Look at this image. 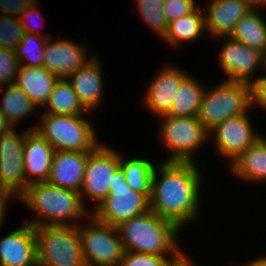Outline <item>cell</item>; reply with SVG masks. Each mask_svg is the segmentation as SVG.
Segmentation results:
<instances>
[{"label": "cell", "mask_w": 266, "mask_h": 266, "mask_svg": "<svg viewBox=\"0 0 266 266\" xmlns=\"http://www.w3.org/2000/svg\"><path fill=\"white\" fill-rule=\"evenodd\" d=\"M13 127L8 123L5 117L0 113V138L7 134Z\"/></svg>", "instance_id": "40"}, {"label": "cell", "mask_w": 266, "mask_h": 266, "mask_svg": "<svg viewBox=\"0 0 266 266\" xmlns=\"http://www.w3.org/2000/svg\"><path fill=\"white\" fill-rule=\"evenodd\" d=\"M266 256V255H265ZM259 257L247 263L248 266H266V257Z\"/></svg>", "instance_id": "41"}, {"label": "cell", "mask_w": 266, "mask_h": 266, "mask_svg": "<svg viewBox=\"0 0 266 266\" xmlns=\"http://www.w3.org/2000/svg\"><path fill=\"white\" fill-rule=\"evenodd\" d=\"M124 251L177 256L180 229L151 210L117 226Z\"/></svg>", "instance_id": "3"}, {"label": "cell", "mask_w": 266, "mask_h": 266, "mask_svg": "<svg viewBox=\"0 0 266 266\" xmlns=\"http://www.w3.org/2000/svg\"><path fill=\"white\" fill-rule=\"evenodd\" d=\"M52 39L48 38L45 44L43 67L58 78H67L90 61L91 58L87 57L86 49L82 45L69 39Z\"/></svg>", "instance_id": "15"}, {"label": "cell", "mask_w": 266, "mask_h": 266, "mask_svg": "<svg viewBox=\"0 0 266 266\" xmlns=\"http://www.w3.org/2000/svg\"><path fill=\"white\" fill-rule=\"evenodd\" d=\"M0 87L1 93L5 90L0 103V113L13 128L18 125V121L30 116L38 109L27 94L16 84L11 83Z\"/></svg>", "instance_id": "26"}, {"label": "cell", "mask_w": 266, "mask_h": 266, "mask_svg": "<svg viewBox=\"0 0 266 266\" xmlns=\"http://www.w3.org/2000/svg\"><path fill=\"white\" fill-rule=\"evenodd\" d=\"M99 61L94 55L83 67L67 77L80 102L90 112L101 107L104 99L103 71Z\"/></svg>", "instance_id": "17"}, {"label": "cell", "mask_w": 266, "mask_h": 266, "mask_svg": "<svg viewBox=\"0 0 266 266\" xmlns=\"http://www.w3.org/2000/svg\"><path fill=\"white\" fill-rule=\"evenodd\" d=\"M160 137L171 152L168 160L195 162L194 152L209 140V131L197 121L195 116L174 117L162 115ZM194 156V157H192Z\"/></svg>", "instance_id": "9"}, {"label": "cell", "mask_w": 266, "mask_h": 266, "mask_svg": "<svg viewBox=\"0 0 266 266\" xmlns=\"http://www.w3.org/2000/svg\"><path fill=\"white\" fill-rule=\"evenodd\" d=\"M19 68L15 51L0 47V86L14 83Z\"/></svg>", "instance_id": "33"}, {"label": "cell", "mask_w": 266, "mask_h": 266, "mask_svg": "<svg viewBox=\"0 0 266 266\" xmlns=\"http://www.w3.org/2000/svg\"><path fill=\"white\" fill-rule=\"evenodd\" d=\"M47 111L58 115H83L88 112L80 102L67 78H58L45 104Z\"/></svg>", "instance_id": "27"}, {"label": "cell", "mask_w": 266, "mask_h": 266, "mask_svg": "<svg viewBox=\"0 0 266 266\" xmlns=\"http://www.w3.org/2000/svg\"><path fill=\"white\" fill-rule=\"evenodd\" d=\"M120 168V153L105 143H100L88 154L80 194L97 202V206L107 197L113 175Z\"/></svg>", "instance_id": "10"}, {"label": "cell", "mask_w": 266, "mask_h": 266, "mask_svg": "<svg viewBox=\"0 0 266 266\" xmlns=\"http://www.w3.org/2000/svg\"><path fill=\"white\" fill-rule=\"evenodd\" d=\"M194 0H164L163 11L166 21L178 19L184 15L194 11L198 6H195Z\"/></svg>", "instance_id": "34"}, {"label": "cell", "mask_w": 266, "mask_h": 266, "mask_svg": "<svg viewBox=\"0 0 266 266\" xmlns=\"http://www.w3.org/2000/svg\"><path fill=\"white\" fill-rule=\"evenodd\" d=\"M196 162L163 161L152 175L149 210L180 230L199 215L202 176ZM159 174V176H158Z\"/></svg>", "instance_id": "1"}, {"label": "cell", "mask_w": 266, "mask_h": 266, "mask_svg": "<svg viewBox=\"0 0 266 266\" xmlns=\"http://www.w3.org/2000/svg\"><path fill=\"white\" fill-rule=\"evenodd\" d=\"M204 85H201L195 77L188 75L176 91L169 111L165 114L174 117H189L197 115L204 93Z\"/></svg>", "instance_id": "25"}, {"label": "cell", "mask_w": 266, "mask_h": 266, "mask_svg": "<svg viewBox=\"0 0 266 266\" xmlns=\"http://www.w3.org/2000/svg\"><path fill=\"white\" fill-rule=\"evenodd\" d=\"M253 103L266 109V76L256 77V83L253 85Z\"/></svg>", "instance_id": "37"}, {"label": "cell", "mask_w": 266, "mask_h": 266, "mask_svg": "<svg viewBox=\"0 0 266 266\" xmlns=\"http://www.w3.org/2000/svg\"><path fill=\"white\" fill-rule=\"evenodd\" d=\"M83 115L43 113L35 127L55 151L92 152L100 143L96 131Z\"/></svg>", "instance_id": "5"}, {"label": "cell", "mask_w": 266, "mask_h": 266, "mask_svg": "<svg viewBox=\"0 0 266 266\" xmlns=\"http://www.w3.org/2000/svg\"><path fill=\"white\" fill-rule=\"evenodd\" d=\"M233 175L249 183L266 182V138L261 136L230 164Z\"/></svg>", "instance_id": "22"}, {"label": "cell", "mask_w": 266, "mask_h": 266, "mask_svg": "<svg viewBox=\"0 0 266 266\" xmlns=\"http://www.w3.org/2000/svg\"><path fill=\"white\" fill-rule=\"evenodd\" d=\"M89 218V225H78L86 266H119L125 251L118 228Z\"/></svg>", "instance_id": "8"}, {"label": "cell", "mask_w": 266, "mask_h": 266, "mask_svg": "<svg viewBox=\"0 0 266 266\" xmlns=\"http://www.w3.org/2000/svg\"><path fill=\"white\" fill-rule=\"evenodd\" d=\"M245 3L251 9H258L259 7V0H240Z\"/></svg>", "instance_id": "42"}, {"label": "cell", "mask_w": 266, "mask_h": 266, "mask_svg": "<svg viewBox=\"0 0 266 266\" xmlns=\"http://www.w3.org/2000/svg\"><path fill=\"white\" fill-rule=\"evenodd\" d=\"M89 153L55 151L47 182L80 193Z\"/></svg>", "instance_id": "19"}, {"label": "cell", "mask_w": 266, "mask_h": 266, "mask_svg": "<svg viewBox=\"0 0 266 266\" xmlns=\"http://www.w3.org/2000/svg\"><path fill=\"white\" fill-rule=\"evenodd\" d=\"M250 9L240 0H212L204 14L207 33L215 38L230 37Z\"/></svg>", "instance_id": "20"}, {"label": "cell", "mask_w": 266, "mask_h": 266, "mask_svg": "<svg viewBox=\"0 0 266 266\" xmlns=\"http://www.w3.org/2000/svg\"><path fill=\"white\" fill-rule=\"evenodd\" d=\"M112 178L109 194L92 210L91 215L102 223L117 227L146 213L149 210V199L129 187L121 168Z\"/></svg>", "instance_id": "7"}, {"label": "cell", "mask_w": 266, "mask_h": 266, "mask_svg": "<svg viewBox=\"0 0 266 266\" xmlns=\"http://www.w3.org/2000/svg\"><path fill=\"white\" fill-rule=\"evenodd\" d=\"M263 71L265 72L264 75L262 76H266V52L263 54Z\"/></svg>", "instance_id": "43"}, {"label": "cell", "mask_w": 266, "mask_h": 266, "mask_svg": "<svg viewBox=\"0 0 266 266\" xmlns=\"http://www.w3.org/2000/svg\"><path fill=\"white\" fill-rule=\"evenodd\" d=\"M176 66L166 64L151 80L145 91V107L157 117L165 115L172 104L181 82L189 75Z\"/></svg>", "instance_id": "16"}, {"label": "cell", "mask_w": 266, "mask_h": 266, "mask_svg": "<svg viewBox=\"0 0 266 266\" xmlns=\"http://www.w3.org/2000/svg\"><path fill=\"white\" fill-rule=\"evenodd\" d=\"M24 33L19 18L0 15V47L15 50Z\"/></svg>", "instance_id": "31"}, {"label": "cell", "mask_w": 266, "mask_h": 266, "mask_svg": "<svg viewBox=\"0 0 266 266\" xmlns=\"http://www.w3.org/2000/svg\"><path fill=\"white\" fill-rule=\"evenodd\" d=\"M38 266H86L78 226L35 227Z\"/></svg>", "instance_id": "6"}, {"label": "cell", "mask_w": 266, "mask_h": 266, "mask_svg": "<svg viewBox=\"0 0 266 266\" xmlns=\"http://www.w3.org/2000/svg\"><path fill=\"white\" fill-rule=\"evenodd\" d=\"M55 150L35 130L25 138L23 147L24 172L27 183L47 182Z\"/></svg>", "instance_id": "18"}, {"label": "cell", "mask_w": 266, "mask_h": 266, "mask_svg": "<svg viewBox=\"0 0 266 266\" xmlns=\"http://www.w3.org/2000/svg\"><path fill=\"white\" fill-rule=\"evenodd\" d=\"M230 38L263 54L266 52V21L262 18L258 9H250L240 19L235 25Z\"/></svg>", "instance_id": "24"}, {"label": "cell", "mask_w": 266, "mask_h": 266, "mask_svg": "<svg viewBox=\"0 0 266 266\" xmlns=\"http://www.w3.org/2000/svg\"><path fill=\"white\" fill-rule=\"evenodd\" d=\"M181 250L175 259L174 266H197L190 258Z\"/></svg>", "instance_id": "39"}, {"label": "cell", "mask_w": 266, "mask_h": 266, "mask_svg": "<svg viewBox=\"0 0 266 266\" xmlns=\"http://www.w3.org/2000/svg\"><path fill=\"white\" fill-rule=\"evenodd\" d=\"M176 257L125 251L119 266H174Z\"/></svg>", "instance_id": "32"}, {"label": "cell", "mask_w": 266, "mask_h": 266, "mask_svg": "<svg viewBox=\"0 0 266 266\" xmlns=\"http://www.w3.org/2000/svg\"><path fill=\"white\" fill-rule=\"evenodd\" d=\"M38 0H0V14L19 18L25 9H29Z\"/></svg>", "instance_id": "35"}, {"label": "cell", "mask_w": 266, "mask_h": 266, "mask_svg": "<svg viewBox=\"0 0 266 266\" xmlns=\"http://www.w3.org/2000/svg\"><path fill=\"white\" fill-rule=\"evenodd\" d=\"M12 195L7 191H0V226L4 223L6 219V207L8 200H12Z\"/></svg>", "instance_id": "38"}, {"label": "cell", "mask_w": 266, "mask_h": 266, "mask_svg": "<svg viewBox=\"0 0 266 266\" xmlns=\"http://www.w3.org/2000/svg\"><path fill=\"white\" fill-rule=\"evenodd\" d=\"M17 199L37 214L35 220L27 221L34 227L41 225L78 226L80 223L78 219L85 216L89 219L91 216V211L88 212L87 205L83 203L79 192L48 182L30 184Z\"/></svg>", "instance_id": "2"}, {"label": "cell", "mask_w": 266, "mask_h": 266, "mask_svg": "<svg viewBox=\"0 0 266 266\" xmlns=\"http://www.w3.org/2000/svg\"><path fill=\"white\" fill-rule=\"evenodd\" d=\"M225 39L219 58L222 70L228 76L225 79L253 86L256 83L253 73L263 67V53L230 37Z\"/></svg>", "instance_id": "13"}, {"label": "cell", "mask_w": 266, "mask_h": 266, "mask_svg": "<svg viewBox=\"0 0 266 266\" xmlns=\"http://www.w3.org/2000/svg\"><path fill=\"white\" fill-rule=\"evenodd\" d=\"M261 6L266 8V0H259V7Z\"/></svg>", "instance_id": "44"}, {"label": "cell", "mask_w": 266, "mask_h": 266, "mask_svg": "<svg viewBox=\"0 0 266 266\" xmlns=\"http://www.w3.org/2000/svg\"><path fill=\"white\" fill-rule=\"evenodd\" d=\"M248 116L245 113L227 118L209 131V135H213L216 152L230 163L262 136L254 130Z\"/></svg>", "instance_id": "12"}, {"label": "cell", "mask_w": 266, "mask_h": 266, "mask_svg": "<svg viewBox=\"0 0 266 266\" xmlns=\"http://www.w3.org/2000/svg\"><path fill=\"white\" fill-rule=\"evenodd\" d=\"M156 165L147 159H124L120 153V168L129 187L143 193L148 199L151 193L152 175Z\"/></svg>", "instance_id": "28"}, {"label": "cell", "mask_w": 266, "mask_h": 266, "mask_svg": "<svg viewBox=\"0 0 266 266\" xmlns=\"http://www.w3.org/2000/svg\"><path fill=\"white\" fill-rule=\"evenodd\" d=\"M204 12L201 7L168 23V30L163 40L170 46H180L181 42H190L199 39L203 32L207 31L205 26Z\"/></svg>", "instance_id": "23"}, {"label": "cell", "mask_w": 266, "mask_h": 266, "mask_svg": "<svg viewBox=\"0 0 266 266\" xmlns=\"http://www.w3.org/2000/svg\"><path fill=\"white\" fill-rule=\"evenodd\" d=\"M253 86L224 79L213 89L205 88L196 118L208 131L227 118L253 109Z\"/></svg>", "instance_id": "4"}, {"label": "cell", "mask_w": 266, "mask_h": 266, "mask_svg": "<svg viewBox=\"0 0 266 266\" xmlns=\"http://www.w3.org/2000/svg\"><path fill=\"white\" fill-rule=\"evenodd\" d=\"M31 130L35 127L18 134L13 128L0 138V187L13 198H18L29 186L24 172L23 147Z\"/></svg>", "instance_id": "11"}, {"label": "cell", "mask_w": 266, "mask_h": 266, "mask_svg": "<svg viewBox=\"0 0 266 266\" xmlns=\"http://www.w3.org/2000/svg\"><path fill=\"white\" fill-rule=\"evenodd\" d=\"M0 266H38L33 225L26 222L0 238Z\"/></svg>", "instance_id": "14"}, {"label": "cell", "mask_w": 266, "mask_h": 266, "mask_svg": "<svg viewBox=\"0 0 266 266\" xmlns=\"http://www.w3.org/2000/svg\"><path fill=\"white\" fill-rule=\"evenodd\" d=\"M58 77L45 67L20 66L14 84L20 87L36 107L44 106Z\"/></svg>", "instance_id": "21"}, {"label": "cell", "mask_w": 266, "mask_h": 266, "mask_svg": "<svg viewBox=\"0 0 266 266\" xmlns=\"http://www.w3.org/2000/svg\"><path fill=\"white\" fill-rule=\"evenodd\" d=\"M47 39L48 38H44L43 36L24 33L21 42L14 50L17 59L20 61V66H43L45 44Z\"/></svg>", "instance_id": "29"}, {"label": "cell", "mask_w": 266, "mask_h": 266, "mask_svg": "<svg viewBox=\"0 0 266 266\" xmlns=\"http://www.w3.org/2000/svg\"><path fill=\"white\" fill-rule=\"evenodd\" d=\"M141 19L161 38L168 30L163 11L164 0H135Z\"/></svg>", "instance_id": "30"}, {"label": "cell", "mask_w": 266, "mask_h": 266, "mask_svg": "<svg viewBox=\"0 0 266 266\" xmlns=\"http://www.w3.org/2000/svg\"><path fill=\"white\" fill-rule=\"evenodd\" d=\"M37 2L38 1H36V3L34 5H32L29 9H25L21 13V15L19 17L20 22H21V24L23 26V29H24V32L25 33H30V34H35V35L43 36L44 38H50L51 35L46 34V33L45 34H41L40 30H36L37 27H34L35 25L33 26L31 24L32 22L31 23L29 22L30 19H32L35 16L37 17L40 14V10H39L38 3ZM37 29H39V28H37Z\"/></svg>", "instance_id": "36"}]
</instances>
